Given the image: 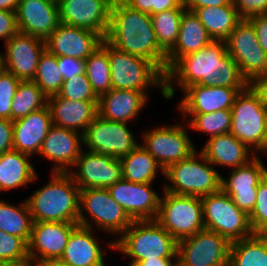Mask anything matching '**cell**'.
<instances>
[{
    "instance_id": "56",
    "label": "cell",
    "mask_w": 267,
    "mask_h": 266,
    "mask_svg": "<svg viewBox=\"0 0 267 266\" xmlns=\"http://www.w3.org/2000/svg\"><path fill=\"white\" fill-rule=\"evenodd\" d=\"M264 156L267 157V116L264 131Z\"/></svg>"
},
{
    "instance_id": "4",
    "label": "cell",
    "mask_w": 267,
    "mask_h": 266,
    "mask_svg": "<svg viewBox=\"0 0 267 266\" xmlns=\"http://www.w3.org/2000/svg\"><path fill=\"white\" fill-rule=\"evenodd\" d=\"M178 242L156 220H135L114 241V251L124 255L135 266L141 260L177 258Z\"/></svg>"
},
{
    "instance_id": "25",
    "label": "cell",
    "mask_w": 267,
    "mask_h": 266,
    "mask_svg": "<svg viewBox=\"0 0 267 266\" xmlns=\"http://www.w3.org/2000/svg\"><path fill=\"white\" fill-rule=\"evenodd\" d=\"M52 125L48 105L13 121V149L32 157L38 156Z\"/></svg>"
},
{
    "instance_id": "34",
    "label": "cell",
    "mask_w": 267,
    "mask_h": 266,
    "mask_svg": "<svg viewBox=\"0 0 267 266\" xmlns=\"http://www.w3.org/2000/svg\"><path fill=\"white\" fill-rule=\"evenodd\" d=\"M229 266H267V235L253 234L232 242Z\"/></svg>"
},
{
    "instance_id": "37",
    "label": "cell",
    "mask_w": 267,
    "mask_h": 266,
    "mask_svg": "<svg viewBox=\"0 0 267 266\" xmlns=\"http://www.w3.org/2000/svg\"><path fill=\"white\" fill-rule=\"evenodd\" d=\"M47 96L33 81H21L11 105V121L26 117L47 105Z\"/></svg>"
},
{
    "instance_id": "23",
    "label": "cell",
    "mask_w": 267,
    "mask_h": 266,
    "mask_svg": "<svg viewBox=\"0 0 267 266\" xmlns=\"http://www.w3.org/2000/svg\"><path fill=\"white\" fill-rule=\"evenodd\" d=\"M18 31L46 40L57 28L58 1L20 0L15 12Z\"/></svg>"
},
{
    "instance_id": "24",
    "label": "cell",
    "mask_w": 267,
    "mask_h": 266,
    "mask_svg": "<svg viewBox=\"0 0 267 266\" xmlns=\"http://www.w3.org/2000/svg\"><path fill=\"white\" fill-rule=\"evenodd\" d=\"M246 88L206 87L195 84L182 92L176 109L181 113H211L217 110H231L236 95Z\"/></svg>"
},
{
    "instance_id": "44",
    "label": "cell",
    "mask_w": 267,
    "mask_h": 266,
    "mask_svg": "<svg viewBox=\"0 0 267 266\" xmlns=\"http://www.w3.org/2000/svg\"><path fill=\"white\" fill-rule=\"evenodd\" d=\"M21 81L12 73L0 70V119L11 120V105Z\"/></svg>"
},
{
    "instance_id": "7",
    "label": "cell",
    "mask_w": 267,
    "mask_h": 266,
    "mask_svg": "<svg viewBox=\"0 0 267 266\" xmlns=\"http://www.w3.org/2000/svg\"><path fill=\"white\" fill-rule=\"evenodd\" d=\"M101 45L108 52L112 89L137 90L148 98V90L159 89L165 98V75L152 62L121 51L105 39Z\"/></svg>"
},
{
    "instance_id": "31",
    "label": "cell",
    "mask_w": 267,
    "mask_h": 266,
    "mask_svg": "<svg viewBox=\"0 0 267 266\" xmlns=\"http://www.w3.org/2000/svg\"><path fill=\"white\" fill-rule=\"evenodd\" d=\"M31 158L32 156L14 149L0 155V194L25 188L38 181L39 174Z\"/></svg>"
},
{
    "instance_id": "28",
    "label": "cell",
    "mask_w": 267,
    "mask_h": 266,
    "mask_svg": "<svg viewBox=\"0 0 267 266\" xmlns=\"http://www.w3.org/2000/svg\"><path fill=\"white\" fill-rule=\"evenodd\" d=\"M52 124L85 133L88 125L98 115V101H75L58 94L47 98Z\"/></svg>"
},
{
    "instance_id": "57",
    "label": "cell",
    "mask_w": 267,
    "mask_h": 266,
    "mask_svg": "<svg viewBox=\"0 0 267 266\" xmlns=\"http://www.w3.org/2000/svg\"><path fill=\"white\" fill-rule=\"evenodd\" d=\"M49 266H75V265L65 264V263H61L60 261H55L51 263Z\"/></svg>"
},
{
    "instance_id": "40",
    "label": "cell",
    "mask_w": 267,
    "mask_h": 266,
    "mask_svg": "<svg viewBox=\"0 0 267 266\" xmlns=\"http://www.w3.org/2000/svg\"><path fill=\"white\" fill-rule=\"evenodd\" d=\"M47 96L56 95L63 85V77L59 71L57 56L45 50L37 65V71L32 80Z\"/></svg>"
},
{
    "instance_id": "39",
    "label": "cell",
    "mask_w": 267,
    "mask_h": 266,
    "mask_svg": "<svg viewBox=\"0 0 267 266\" xmlns=\"http://www.w3.org/2000/svg\"><path fill=\"white\" fill-rule=\"evenodd\" d=\"M185 9H169L150 15L153 30L157 35L160 49L167 55L178 40L181 17Z\"/></svg>"
},
{
    "instance_id": "9",
    "label": "cell",
    "mask_w": 267,
    "mask_h": 266,
    "mask_svg": "<svg viewBox=\"0 0 267 266\" xmlns=\"http://www.w3.org/2000/svg\"><path fill=\"white\" fill-rule=\"evenodd\" d=\"M178 123L162 124L153 127L152 130L141 131L140 145L150 153L163 170L184 160L197 149L188 134L187 123L183 119Z\"/></svg>"
},
{
    "instance_id": "32",
    "label": "cell",
    "mask_w": 267,
    "mask_h": 266,
    "mask_svg": "<svg viewBox=\"0 0 267 266\" xmlns=\"http://www.w3.org/2000/svg\"><path fill=\"white\" fill-rule=\"evenodd\" d=\"M212 40L224 41L242 20L233 2L219 7H202L194 11Z\"/></svg>"
},
{
    "instance_id": "59",
    "label": "cell",
    "mask_w": 267,
    "mask_h": 266,
    "mask_svg": "<svg viewBox=\"0 0 267 266\" xmlns=\"http://www.w3.org/2000/svg\"><path fill=\"white\" fill-rule=\"evenodd\" d=\"M1 52H2V51H0V70L2 69Z\"/></svg>"
},
{
    "instance_id": "55",
    "label": "cell",
    "mask_w": 267,
    "mask_h": 266,
    "mask_svg": "<svg viewBox=\"0 0 267 266\" xmlns=\"http://www.w3.org/2000/svg\"><path fill=\"white\" fill-rule=\"evenodd\" d=\"M20 0H0V10L16 12Z\"/></svg>"
},
{
    "instance_id": "22",
    "label": "cell",
    "mask_w": 267,
    "mask_h": 266,
    "mask_svg": "<svg viewBox=\"0 0 267 266\" xmlns=\"http://www.w3.org/2000/svg\"><path fill=\"white\" fill-rule=\"evenodd\" d=\"M103 38L94 31L59 23L45 40L46 50L57 57L86 60L100 45Z\"/></svg>"
},
{
    "instance_id": "20",
    "label": "cell",
    "mask_w": 267,
    "mask_h": 266,
    "mask_svg": "<svg viewBox=\"0 0 267 266\" xmlns=\"http://www.w3.org/2000/svg\"><path fill=\"white\" fill-rule=\"evenodd\" d=\"M152 185L133 183L122 178L107 190L134 221L156 220L161 196Z\"/></svg>"
},
{
    "instance_id": "27",
    "label": "cell",
    "mask_w": 267,
    "mask_h": 266,
    "mask_svg": "<svg viewBox=\"0 0 267 266\" xmlns=\"http://www.w3.org/2000/svg\"><path fill=\"white\" fill-rule=\"evenodd\" d=\"M148 101L137 90L111 89L98 98V114L106 120L130 123L141 116Z\"/></svg>"
},
{
    "instance_id": "36",
    "label": "cell",
    "mask_w": 267,
    "mask_h": 266,
    "mask_svg": "<svg viewBox=\"0 0 267 266\" xmlns=\"http://www.w3.org/2000/svg\"><path fill=\"white\" fill-rule=\"evenodd\" d=\"M181 116L190 130L198 134L205 133L207 140L220 134L229 133L231 129V110H217L211 113H182Z\"/></svg>"
},
{
    "instance_id": "38",
    "label": "cell",
    "mask_w": 267,
    "mask_h": 266,
    "mask_svg": "<svg viewBox=\"0 0 267 266\" xmlns=\"http://www.w3.org/2000/svg\"><path fill=\"white\" fill-rule=\"evenodd\" d=\"M85 74L98 98L112 89L108 52L102 45L85 60Z\"/></svg>"
},
{
    "instance_id": "18",
    "label": "cell",
    "mask_w": 267,
    "mask_h": 266,
    "mask_svg": "<svg viewBox=\"0 0 267 266\" xmlns=\"http://www.w3.org/2000/svg\"><path fill=\"white\" fill-rule=\"evenodd\" d=\"M68 173L73 177L80 190L108 188L123 178L122 164L119 158L99 155L84 148L73 169Z\"/></svg>"
},
{
    "instance_id": "19",
    "label": "cell",
    "mask_w": 267,
    "mask_h": 266,
    "mask_svg": "<svg viewBox=\"0 0 267 266\" xmlns=\"http://www.w3.org/2000/svg\"><path fill=\"white\" fill-rule=\"evenodd\" d=\"M114 0H59V20L63 24L97 32L106 37Z\"/></svg>"
},
{
    "instance_id": "58",
    "label": "cell",
    "mask_w": 267,
    "mask_h": 266,
    "mask_svg": "<svg viewBox=\"0 0 267 266\" xmlns=\"http://www.w3.org/2000/svg\"><path fill=\"white\" fill-rule=\"evenodd\" d=\"M0 266H11L9 263L0 260Z\"/></svg>"
},
{
    "instance_id": "53",
    "label": "cell",
    "mask_w": 267,
    "mask_h": 266,
    "mask_svg": "<svg viewBox=\"0 0 267 266\" xmlns=\"http://www.w3.org/2000/svg\"><path fill=\"white\" fill-rule=\"evenodd\" d=\"M169 9H185L184 0H156V14Z\"/></svg>"
},
{
    "instance_id": "26",
    "label": "cell",
    "mask_w": 267,
    "mask_h": 266,
    "mask_svg": "<svg viewBox=\"0 0 267 266\" xmlns=\"http://www.w3.org/2000/svg\"><path fill=\"white\" fill-rule=\"evenodd\" d=\"M96 232L98 231L78 225L71 232L62 257L58 261L75 266H107L104 260L108 249H102V242Z\"/></svg>"
},
{
    "instance_id": "42",
    "label": "cell",
    "mask_w": 267,
    "mask_h": 266,
    "mask_svg": "<svg viewBox=\"0 0 267 266\" xmlns=\"http://www.w3.org/2000/svg\"><path fill=\"white\" fill-rule=\"evenodd\" d=\"M58 95L64 99L75 101H98L85 73L64 80Z\"/></svg>"
},
{
    "instance_id": "41",
    "label": "cell",
    "mask_w": 267,
    "mask_h": 266,
    "mask_svg": "<svg viewBox=\"0 0 267 266\" xmlns=\"http://www.w3.org/2000/svg\"><path fill=\"white\" fill-rule=\"evenodd\" d=\"M0 260L11 266H30L27 243L18 236L0 231Z\"/></svg>"
},
{
    "instance_id": "13",
    "label": "cell",
    "mask_w": 267,
    "mask_h": 266,
    "mask_svg": "<svg viewBox=\"0 0 267 266\" xmlns=\"http://www.w3.org/2000/svg\"><path fill=\"white\" fill-rule=\"evenodd\" d=\"M230 248L227 238L204 229L178 242L177 266H229Z\"/></svg>"
},
{
    "instance_id": "46",
    "label": "cell",
    "mask_w": 267,
    "mask_h": 266,
    "mask_svg": "<svg viewBox=\"0 0 267 266\" xmlns=\"http://www.w3.org/2000/svg\"><path fill=\"white\" fill-rule=\"evenodd\" d=\"M57 63L63 80L85 73V60L63 56L57 57Z\"/></svg>"
},
{
    "instance_id": "50",
    "label": "cell",
    "mask_w": 267,
    "mask_h": 266,
    "mask_svg": "<svg viewBox=\"0 0 267 266\" xmlns=\"http://www.w3.org/2000/svg\"><path fill=\"white\" fill-rule=\"evenodd\" d=\"M248 86L257 95L261 104L267 109V74L253 77Z\"/></svg>"
},
{
    "instance_id": "29",
    "label": "cell",
    "mask_w": 267,
    "mask_h": 266,
    "mask_svg": "<svg viewBox=\"0 0 267 266\" xmlns=\"http://www.w3.org/2000/svg\"><path fill=\"white\" fill-rule=\"evenodd\" d=\"M203 145L199 150L216 169L241 167L256 156L230 132L212 137Z\"/></svg>"
},
{
    "instance_id": "33",
    "label": "cell",
    "mask_w": 267,
    "mask_h": 266,
    "mask_svg": "<svg viewBox=\"0 0 267 266\" xmlns=\"http://www.w3.org/2000/svg\"><path fill=\"white\" fill-rule=\"evenodd\" d=\"M120 161L123 179L129 182L153 184L158 174L164 176V170L140 144Z\"/></svg>"
},
{
    "instance_id": "47",
    "label": "cell",
    "mask_w": 267,
    "mask_h": 266,
    "mask_svg": "<svg viewBox=\"0 0 267 266\" xmlns=\"http://www.w3.org/2000/svg\"><path fill=\"white\" fill-rule=\"evenodd\" d=\"M18 32L15 12L0 10V40L3 44Z\"/></svg>"
},
{
    "instance_id": "15",
    "label": "cell",
    "mask_w": 267,
    "mask_h": 266,
    "mask_svg": "<svg viewBox=\"0 0 267 266\" xmlns=\"http://www.w3.org/2000/svg\"><path fill=\"white\" fill-rule=\"evenodd\" d=\"M224 41L228 54L238 64L248 82L253 77L267 74V54L248 19H242Z\"/></svg>"
},
{
    "instance_id": "51",
    "label": "cell",
    "mask_w": 267,
    "mask_h": 266,
    "mask_svg": "<svg viewBox=\"0 0 267 266\" xmlns=\"http://www.w3.org/2000/svg\"><path fill=\"white\" fill-rule=\"evenodd\" d=\"M230 0H184L185 9L195 11L202 7H219L229 4Z\"/></svg>"
},
{
    "instance_id": "1",
    "label": "cell",
    "mask_w": 267,
    "mask_h": 266,
    "mask_svg": "<svg viewBox=\"0 0 267 266\" xmlns=\"http://www.w3.org/2000/svg\"><path fill=\"white\" fill-rule=\"evenodd\" d=\"M247 79L228 54L225 41L213 40L202 49L181 57L165 75V99L175 98L195 84L206 87L247 88Z\"/></svg>"
},
{
    "instance_id": "30",
    "label": "cell",
    "mask_w": 267,
    "mask_h": 266,
    "mask_svg": "<svg viewBox=\"0 0 267 266\" xmlns=\"http://www.w3.org/2000/svg\"><path fill=\"white\" fill-rule=\"evenodd\" d=\"M211 41L212 38L207 34L198 16L193 11L185 9L181 17L177 43L166 55V73L181 57L202 49Z\"/></svg>"
},
{
    "instance_id": "5",
    "label": "cell",
    "mask_w": 267,
    "mask_h": 266,
    "mask_svg": "<svg viewBox=\"0 0 267 266\" xmlns=\"http://www.w3.org/2000/svg\"><path fill=\"white\" fill-rule=\"evenodd\" d=\"M78 224L114 235L115 239L104 243L114 251V241L134 222L121 205L110 195L107 188H86L80 190ZM117 236V237H116Z\"/></svg>"
},
{
    "instance_id": "3",
    "label": "cell",
    "mask_w": 267,
    "mask_h": 266,
    "mask_svg": "<svg viewBox=\"0 0 267 266\" xmlns=\"http://www.w3.org/2000/svg\"><path fill=\"white\" fill-rule=\"evenodd\" d=\"M50 173L49 182L25 199L33 222L78 223L79 187L69 173Z\"/></svg>"
},
{
    "instance_id": "52",
    "label": "cell",
    "mask_w": 267,
    "mask_h": 266,
    "mask_svg": "<svg viewBox=\"0 0 267 266\" xmlns=\"http://www.w3.org/2000/svg\"><path fill=\"white\" fill-rule=\"evenodd\" d=\"M131 8L148 13L149 15L156 14V0H122Z\"/></svg>"
},
{
    "instance_id": "8",
    "label": "cell",
    "mask_w": 267,
    "mask_h": 266,
    "mask_svg": "<svg viewBox=\"0 0 267 266\" xmlns=\"http://www.w3.org/2000/svg\"><path fill=\"white\" fill-rule=\"evenodd\" d=\"M156 221L177 242L204 230L201 198L163 191Z\"/></svg>"
},
{
    "instance_id": "35",
    "label": "cell",
    "mask_w": 267,
    "mask_h": 266,
    "mask_svg": "<svg viewBox=\"0 0 267 266\" xmlns=\"http://www.w3.org/2000/svg\"><path fill=\"white\" fill-rule=\"evenodd\" d=\"M4 200L0 199V231L18 236L28 243L33 220L26 200L18 205Z\"/></svg>"
},
{
    "instance_id": "49",
    "label": "cell",
    "mask_w": 267,
    "mask_h": 266,
    "mask_svg": "<svg viewBox=\"0 0 267 266\" xmlns=\"http://www.w3.org/2000/svg\"><path fill=\"white\" fill-rule=\"evenodd\" d=\"M254 26V30L262 49L267 54V13L248 19Z\"/></svg>"
},
{
    "instance_id": "48",
    "label": "cell",
    "mask_w": 267,
    "mask_h": 266,
    "mask_svg": "<svg viewBox=\"0 0 267 266\" xmlns=\"http://www.w3.org/2000/svg\"><path fill=\"white\" fill-rule=\"evenodd\" d=\"M13 149V121L0 119V155Z\"/></svg>"
},
{
    "instance_id": "14",
    "label": "cell",
    "mask_w": 267,
    "mask_h": 266,
    "mask_svg": "<svg viewBox=\"0 0 267 266\" xmlns=\"http://www.w3.org/2000/svg\"><path fill=\"white\" fill-rule=\"evenodd\" d=\"M78 223L33 222L27 243L30 266H49L58 261Z\"/></svg>"
},
{
    "instance_id": "17",
    "label": "cell",
    "mask_w": 267,
    "mask_h": 266,
    "mask_svg": "<svg viewBox=\"0 0 267 266\" xmlns=\"http://www.w3.org/2000/svg\"><path fill=\"white\" fill-rule=\"evenodd\" d=\"M261 157L255 156L246 165L230 169L228 177L221 174V190L247 215L255 206L258 185L267 174V166Z\"/></svg>"
},
{
    "instance_id": "11",
    "label": "cell",
    "mask_w": 267,
    "mask_h": 266,
    "mask_svg": "<svg viewBox=\"0 0 267 266\" xmlns=\"http://www.w3.org/2000/svg\"><path fill=\"white\" fill-rule=\"evenodd\" d=\"M204 228L217 232L231 243L252 236L249 216L222 190L201 198Z\"/></svg>"
},
{
    "instance_id": "21",
    "label": "cell",
    "mask_w": 267,
    "mask_h": 266,
    "mask_svg": "<svg viewBox=\"0 0 267 266\" xmlns=\"http://www.w3.org/2000/svg\"><path fill=\"white\" fill-rule=\"evenodd\" d=\"M84 147L83 135L75 130L52 125L38 156L51 161V172L68 173Z\"/></svg>"
},
{
    "instance_id": "12",
    "label": "cell",
    "mask_w": 267,
    "mask_h": 266,
    "mask_svg": "<svg viewBox=\"0 0 267 266\" xmlns=\"http://www.w3.org/2000/svg\"><path fill=\"white\" fill-rule=\"evenodd\" d=\"M129 124L106 120L98 114L83 134L84 149L119 159L128 155L140 144Z\"/></svg>"
},
{
    "instance_id": "54",
    "label": "cell",
    "mask_w": 267,
    "mask_h": 266,
    "mask_svg": "<svg viewBox=\"0 0 267 266\" xmlns=\"http://www.w3.org/2000/svg\"><path fill=\"white\" fill-rule=\"evenodd\" d=\"M135 266H177V258H149L141 260Z\"/></svg>"
},
{
    "instance_id": "6",
    "label": "cell",
    "mask_w": 267,
    "mask_h": 266,
    "mask_svg": "<svg viewBox=\"0 0 267 266\" xmlns=\"http://www.w3.org/2000/svg\"><path fill=\"white\" fill-rule=\"evenodd\" d=\"M218 170L196 149L184 160L164 170L166 183L161 186V191L199 198L216 193L221 190L223 173Z\"/></svg>"
},
{
    "instance_id": "10",
    "label": "cell",
    "mask_w": 267,
    "mask_h": 266,
    "mask_svg": "<svg viewBox=\"0 0 267 266\" xmlns=\"http://www.w3.org/2000/svg\"><path fill=\"white\" fill-rule=\"evenodd\" d=\"M231 113L230 133L256 156H263L267 109L249 86L236 95Z\"/></svg>"
},
{
    "instance_id": "16",
    "label": "cell",
    "mask_w": 267,
    "mask_h": 266,
    "mask_svg": "<svg viewBox=\"0 0 267 266\" xmlns=\"http://www.w3.org/2000/svg\"><path fill=\"white\" fill-rule=\"evenodd\" d=\"M3 46L2 68L20 81H32L39 58L46 50L45 40L18 31Z\"/></svg>"
},
{
    "instance_id": "2",
    "label": "cell",
    "mask_w": 267,
    "mask_h": 266,
    "mask_svg": "<svg viewBox=\"0 0 267 266\" xmlns=\"http://www.w3.org/2000/svg\"><path fill=\"white\" fill-rule=\"evenodd\" d=\"M104 39L121 51L152 62L166 75V54L159 47L148 13L135 10L122 0H114Z\"/></svg>"
},
{
    "instance_id": "43",
    "label": "cell",
    "mask_w": 267,
    "mask_h": 266,
    "mask_svg": "<svg viewBox=\"0 0 267 266\" xmlns=\"http://www.w3.org/2000/svg\"><path fill=\"white\" fill-rule=\"evenodd\" d=\"M248 216L253 233L267 235V174L258 185L256 203Z\"/></svg>"
},
{
    "instance_id": "45",
    "label": "cell",
    "mask_w": 267,
    "mask_h": 266,
    "mask_svg": "<svg viewBox=\"0 0 267 266\" xmlns=\"http://www.w3.org/2000/svg\"><path fill=\"white\" fill-rule=\"evenodd\" d=\"M233 5L241 19H249L267 13V0H234Z\"/></svg>"
}]
</instances>
